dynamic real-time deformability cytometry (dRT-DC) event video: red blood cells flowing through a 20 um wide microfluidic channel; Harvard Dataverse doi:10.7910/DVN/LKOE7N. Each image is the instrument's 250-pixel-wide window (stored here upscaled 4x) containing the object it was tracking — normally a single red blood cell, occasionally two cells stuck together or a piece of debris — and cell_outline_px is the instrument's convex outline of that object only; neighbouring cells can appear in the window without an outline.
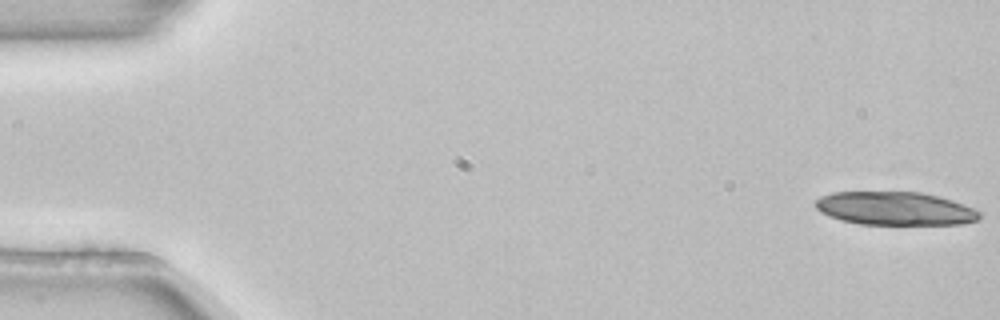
{"species": "common noctule bat (a hibernating species)", "species_latin": "Nyctalus noctula", "temperature_condition": "room temperature", "stored_images_in_passage": 32, "camera_frame_rate_fps": 3000, "um_per_image_px": 0.085, "animal": {"sex": "female", "body_mass_g": 22.7, "forearm_length_mm": 54.2}, "frame": {"image": 1, "passage_image": 1, "time_ms": 0.0, "image_size_px": [1000, 320], "cell_outline_px": [[984, 212], [976, 220], [964, 224], [860, 224], [840, 220], [828, 216], [820, 212], [816, 208], [816, 200], [820, 196], [832, 192], [920, 192], [940, 196], [964, 204]], "centroid_in_image_um": [76.1, 17.72], "position_along_channel_um": 8.9, "area_um2": 32.08}}